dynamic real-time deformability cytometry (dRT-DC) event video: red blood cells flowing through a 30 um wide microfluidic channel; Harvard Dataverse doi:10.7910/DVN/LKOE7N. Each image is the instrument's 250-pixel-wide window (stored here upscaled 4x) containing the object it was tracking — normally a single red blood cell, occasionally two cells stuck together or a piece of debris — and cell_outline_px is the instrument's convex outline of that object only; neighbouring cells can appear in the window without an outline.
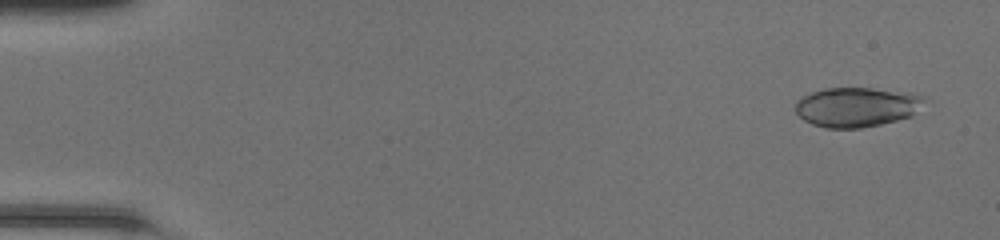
{"species": "common noctule bat (a hibernating species)", "species_latin": "Nyctalus noctula", "temperature_condition": "room temperature", "stored_images_in_passage": 49, "camera_frame_rate_fps": 3000, "um_per_image_px": 0.085, "animal": {"sex": "female", "body_mass_g": 20.0, "forearm_length_mm": 54.0}, "frame": {"image": 1, "passage_image": 3, "time_ms": 0.667, "image_size_px": [1000, 240], "cell_outline_px": [[932, 100], [912, 116], [880, 124], [860, 128], [824, 128], [812, 124], [804, 120], [796, 112], [796, 100], [812, 92], [824, 88], [872, 88], [912, 92], [924, 96]], "centroid_in_image_um": [72.92, 9.08], "position_along_channel_um": 12.1, "area_um2": 30.29}}
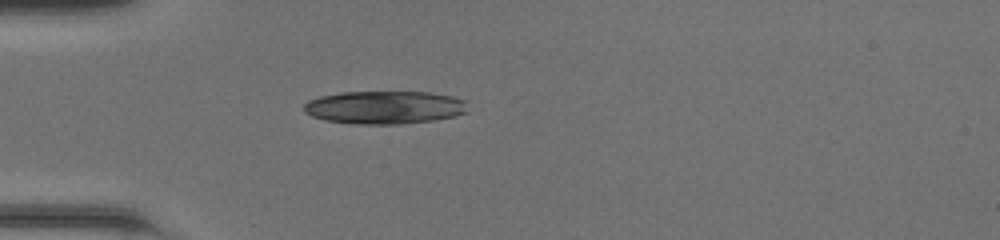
{"frame": {"image": 2, "passage_image": 15, "time_ms": 4.667, "image_size_px": [1000, 240], "cell_outline_px": [[468, 112], [456, 116], [436, 120], [400, 124], [356, 124], [324, 120], [312, 116], [304, 112], [304, 104], [308, 100], [320, 96], [340, 92], [428, 92], [452, 96], [464, 100]], "centroid_in_image_um": [32.69, 9.13], "position_along_channel_um": 52.3, "area_um2": 31.73}}